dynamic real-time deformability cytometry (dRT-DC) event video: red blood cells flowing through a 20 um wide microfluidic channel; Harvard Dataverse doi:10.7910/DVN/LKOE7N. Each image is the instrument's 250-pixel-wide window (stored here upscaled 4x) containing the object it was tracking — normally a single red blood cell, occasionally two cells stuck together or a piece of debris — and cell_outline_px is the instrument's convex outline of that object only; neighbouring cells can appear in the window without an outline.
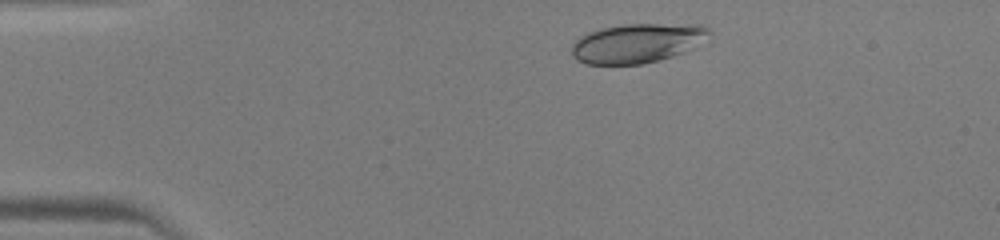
{"species": "human", "species_latin": "Homo sapiens", "temperature_condition": "warm", "stored_images_in_passage": 37, "camera_frame_rate_fps": 3000, "um_per_image_px": 0.085, "donor": {"sex": "male"}, "frame": {"image": 1, "passage_image": 4, "time_ms": 1.0, "image_size_px": [1000, 240], "cell_outline_px": [[712, 32], [684, 52], [660, 60], [644, 64], [584, 64], [576, 60], [572, 56], [572, 44], [580, 36], [588, 32], [600, 28], [620, 24], [700, 24], [708, 28]], "centroid_in_image_um": [54.1, 3.66], "position_along_channel_um": 30.9, "area_um2": 31.5}}
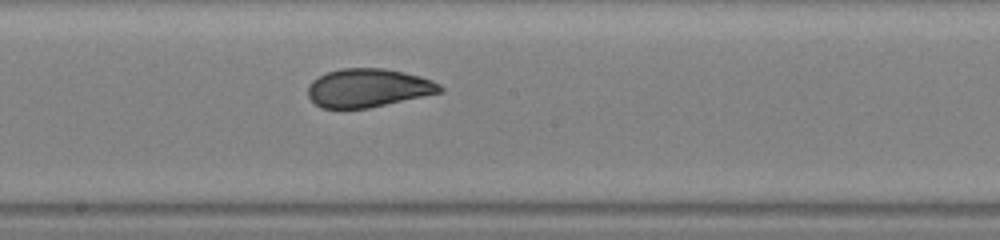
{"frame": {"image": 2, "passage_image": 21, "time_ms": 6.667, "image_size_px": [1000, 240], "cell_outline_px": [[444, 92], [368, 108], [320, 108], [308, 96], [308, 84], [312, 80], [328, 72], [340, 68], [384, 68], [404, 72], [420, 76], [432, 80], [440, 84], [444, 88]], "centroid_in_image_um": [31.32, 7.47], "position_along_channel_um": 216.9, "area_um2": 29.71}}
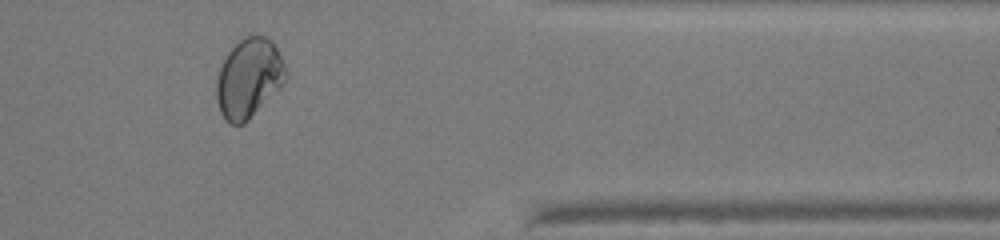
{"frame": {"image": 3, "passage_image": 34, "time_ms": 11.0, "image_size_px": [1000, 240], "cell_outline_px": [[288, 76], [248, 120], [244, 124], [232, 124], [224, 120], [220, 112], [216, 100], [216, 80], [220, 68], [228, 52], [244, 36], [256, 32], [272, 40], [284, 64]], "centroid_in_image_um": [21.12, 6.61], "position_along_channel_um": 390.3, "area_um2": 31.73}}